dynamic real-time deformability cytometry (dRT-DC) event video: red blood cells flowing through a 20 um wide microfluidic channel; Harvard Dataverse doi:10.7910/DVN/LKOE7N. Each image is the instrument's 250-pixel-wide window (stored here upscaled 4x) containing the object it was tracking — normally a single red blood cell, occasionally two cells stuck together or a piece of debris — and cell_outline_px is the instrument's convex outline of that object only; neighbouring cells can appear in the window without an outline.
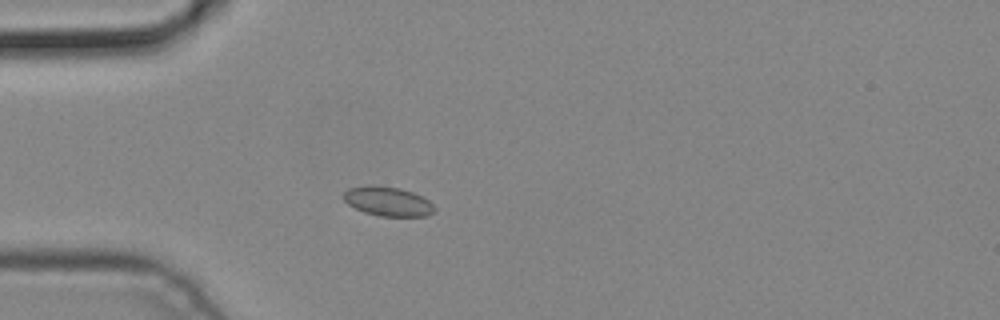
{"species": "common noctule bat (a hibernating species)", "species_latin": "Nyctalus noctula", "temperature_condition": "cold", "stored_images_in_passage": 3, "camera_frame_rate_fps": 3000, "um_per_image_px": 0.085, "animal": {"sex": "male", "body_mass_g": 19.2, "forearm_length_mm": 51.8}, "frame": {"image": 1, "passage_image": 3, "time_ms": 0.667, "image_size_px": [1000, 320], "cell_outline_px": [[436, 208], [432, 212], [424, 216], [380, 216], [364, 212], [348, 204], [340, 196], [348, 188], [372, 184], [400, 188], [412, 192], [428, 200]], "centroid_in_image_um": [32.91, 17.1], "position_along_channel_um": 52.1, "area_um2": 15.55}}